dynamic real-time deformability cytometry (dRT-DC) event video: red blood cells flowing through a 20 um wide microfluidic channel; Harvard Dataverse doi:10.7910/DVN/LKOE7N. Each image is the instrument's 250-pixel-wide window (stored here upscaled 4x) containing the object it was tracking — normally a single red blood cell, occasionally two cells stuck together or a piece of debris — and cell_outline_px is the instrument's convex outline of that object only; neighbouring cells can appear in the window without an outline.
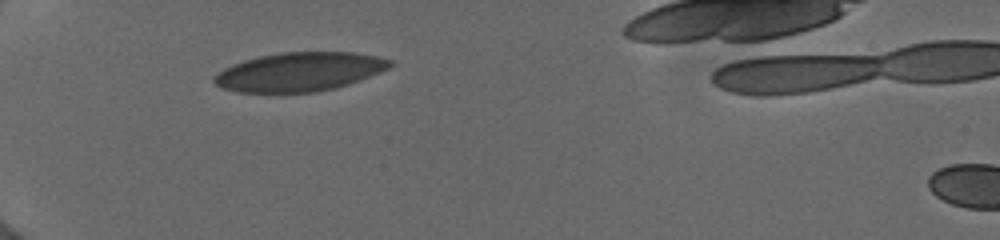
{"species": "human", "species_latin": "Homo sapiens", "temperature_condition": "cold", "stored_images_in_passage": 35, "camera_frame_rate_fps": 3000, "um_per_image_px": 0.085, "donor": {"sex": "female"}, "frame": {"image": 1, "passage_image": 1, "time_ms": 0.0, "image_size_px": [1000, 240], "cell_outline_px": [[392, 64], [388, 68], [348, 84], [332, 88], [312, 92], [240, 92], [220, 88], [212, 80], [212, 76], [224, 68], [232, 64], [244, 60], [260, 56], [280, 52], [352, 52], [376, 56], [392, 60]], "centroid_in_image_um": [25.39, 6.1], "position_along_channel_um": 59.6, "area_um2": 39.48}}
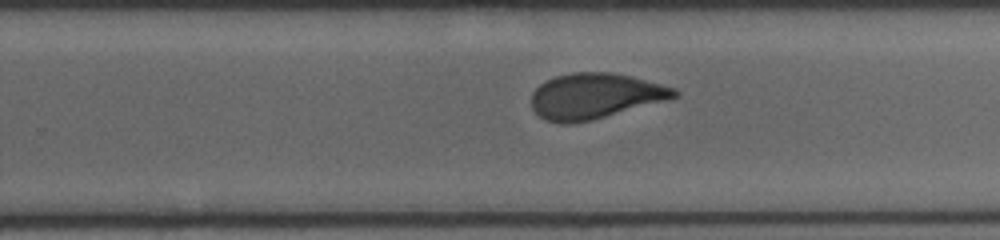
{"frame": {"image": 2, "passage_image": 19, "time_ms": 6.0, "image_size_px": [1000, 240], "cell_outline_px": [[680, 92], [676, 96], [664, 100], [592, 120], [572, 124], [560, 124], [548, 120], [540, 116], [532, 108], [532, 92], [540, 84], [556, 76], [572, 72], [612, 72], [676, 88]], "centroid_in_image_um": [50.53, 8.16], "position_along_channel_um": 279.3, "area_um2": 37.4}}
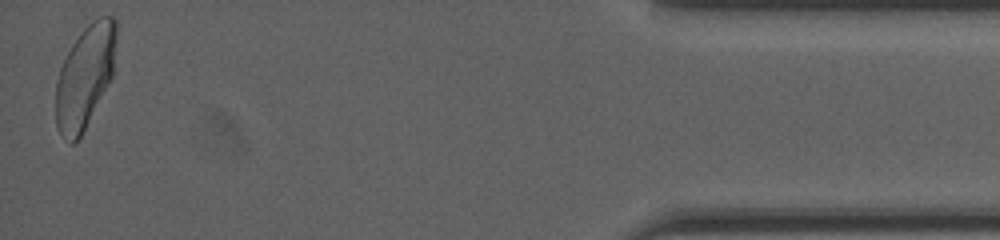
{"frame": {"image": 3, "passage_image": 35, "time_ms": 11.333, "image_size_px": [1000, 240], "cell_outline_px": [[116, 40], [112, 76], [80, 136], [72, 144], [68, 144], [60, 132], [56, 124], [56, 80], [60, 68], [72, 44], [84, 28], [92, 20], [100, 16], [112, 16], [116, 20]], "centroid_in_image_um": [7.21, 6.49], "position_along_channel_um": 428.0, "area_um2": 35.66}, "authors_computed_cell_mechanics": {"area_um2": 38.437, "velocity_mm_per_s": 3.9864, "shape_relaxation_time_tau1_ms": 6.2039, "shape_relaxation_time_tau2_ms": 0.8223, "deformation_change_tau1": 0.1597, "deformation_change_tau2": 0.0519}}